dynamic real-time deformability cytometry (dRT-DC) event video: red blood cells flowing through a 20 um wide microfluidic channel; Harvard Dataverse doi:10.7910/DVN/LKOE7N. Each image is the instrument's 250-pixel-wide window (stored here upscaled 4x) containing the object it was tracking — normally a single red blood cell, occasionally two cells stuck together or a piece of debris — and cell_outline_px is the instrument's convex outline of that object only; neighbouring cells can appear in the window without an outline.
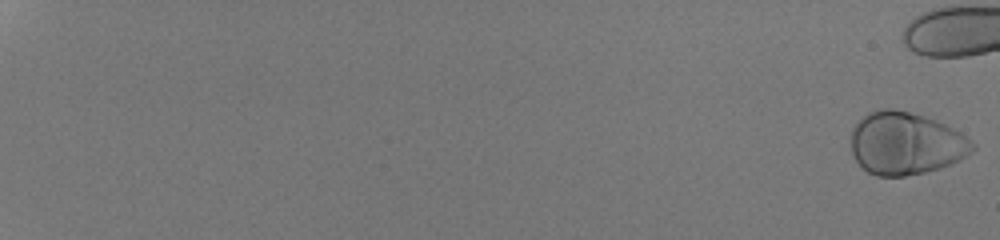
{"species": "human", "species_latin": "Homo sapiens", "temperature_condition": "room temperature", "stored_images_in_passage": 48, "camera_frame_rate_fps": 3000, "um_per_image_px": 0.085, "donor": {"sex": "male"}, "frame": {"image": 1, "passage_image": 1, "time_ms": 0.0, "image_size_px": [1000, 240], "cell_outline_px": [[976, 148], [972, 152], [960, 160], [952, 164], [940, 168], [924, 172], [904, 176], [876, 176], [868, 172], [852, 156], [848, 136], [852, 128], [868, 112], [880, 108], [892, 108], [924, 116], [936, 120], [968, 136], [976, 144]], "centroid_in_image_um": [76.97, 12.19], "position_along_channel_um": 8.0, "area_um2": 44.85}}
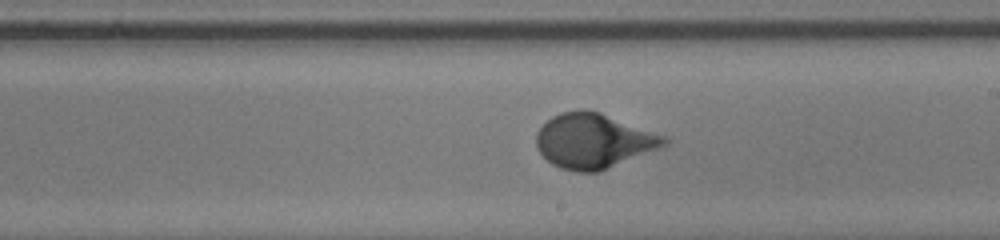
{"frame": {"image": 2, "passage_image": 37, "time_ms": 12.0, "image_size_px": [1000, 240], "cell_outline_px": [[668, 144], [600, 172], [576, 172], [560, 168], [552, 164], [536, 148], [536, 132], [552, 116], [560, 112], [580, 108], [584, 108], [600, 112], [664, 136], [668, 140]], "centroid_in_image_um": [50.41, 11.97], "position_along_channel_um": 238.6, "area_um2": 40.75}}
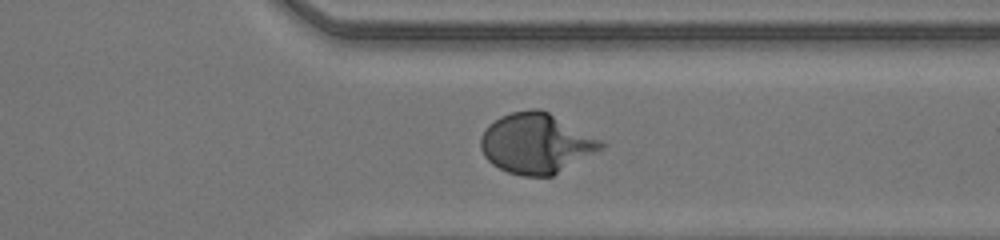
{"frame": {"image": 3, "passage_image": 46, "time_ms": 15.0, "image_size_px": [1000, 240], "cell_outline_px": [[604, 148], [552, 176], [524, 176], [508, 172], [492, 164], [484, 156], [480, 148], [480, 136], [488, 124], [500, 116], [512, 112], [532, 108], [540, 108], [604, 140]], "centroid_in_image_um": [45.58, 12.17], "position_along_channel_um": 365.8, "area_um2": 42.37}}